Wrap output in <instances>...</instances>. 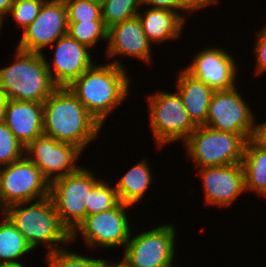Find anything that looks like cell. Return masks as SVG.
Wrapping results in <instances>:
<instances>
[{
    "instance_id": "6da1fadb",
    "label": "cell",
    "mask_w": 266,
    "mask_h": 267,
    "mask_svg": "<svg viewBox=\"0 0 266 267\" xmlns=\"http://www.w3.org/2000/svg\"><path fill=\"white\" fill-rule=\"evenodd\" d=\"M102 126L67 87H57L43 102V134L82 152Z\"/></svg>"
},
{
    "instance_id": "7a4b0ae2",
    "label": "cell",
    "mask_w": 266,
    "mask_h": 267,
    "mask_svg": "<svg viewBox=\"0 0 266 267\" xmlns=\"http://www.w3.org/2000/svg\"><path fill=\"white\" fill-rule=\"evenodd\" d=\"M122 62L112 61L87 69L68 88L102 126L109 114L125 99L131 79Z\"/></svg>"
},
{
    "instance_id": "3957f363",
    "label": "cell",
    "mask_w": 266,
    "mask_h": 267,
    "mask_svg": "<svg viewBox=\"0 0 266 267\" xmlns=\"http://www.w3.org/2000/svg\"><path fill=\"white\" fill-rule=\"evenodd\" d=\"M26 204L29 202L12 204L1 212L22 233L32 249L43 243L48 250L46 254H49L72 242L71 233L61 223L50 196L32 201L29 206Z\"/></svg>"
},
{
    "instance_id": "277c9868",
    "label": "cell",
    "mask_w": 266,
    "mask_h": 267,
    "mask_svg": "<svg viewBox=\"0 0 266 267\" xmlns=\"http://www.w3.org/2000/svg\"><path fill=\"white\" fill-rule=\"evenodd\" d=\"M15 52V61L0 68V94L5 99L43 103L58 87L43 54L18 48Z\"/></svg>"
},
{
    "instance_id": "5b68a950",
    "label": "cell",
    "mask_w": 266,
    "mask_h": 267,
    "mask_svg": "<svg viewBox=\"0 0 266 267\" xmlns=\"http://www.w3.org/2000/svg\"><path fill=\"white\" fill-rule=\"evenodd\" d=\"M246 140L240 134L197 126L184 142L197 169L241 163Z\"/></svg>"
},
{
    "instance_id": "8992f818",
    "label": "cell",
    "mask_w": 266,
    "mask_h": 267,
    "mask_svg": "<svg viewBox=\"0 0 266 267\" xmlns=\"http://www.w3.org/2000/svg\"><path fill=\"white\" fill-rule=\"evenodd\" d=\"M149 123L159 148L183 139L197 128L187 113L179 93L156 92L147 97Z\"/></svg>"
},
{
    "instance_id": "52a82bcc",
    "label": "cell",
    "mask_w": 266,
    "mask_h": 267,
    "mask_svg": "<svg viewBox=\"0 0 266 267\" xmlns=\"http://www.w3.org/2000/svg\"><path fill=\"white\" fill-rule=\"evenodd\" d=\"M92 171H77L50 183V197L61 223L72 233L86 217L89 193L100 181Z\"/></svg>"
},
{
    "instance_id": "ba28073f",
    "label": "cell",
    "mask_w": 266,
    "mask_h": 267,
    "mask_svg": "<svg viewBox=\"0 0 266 267\" xmlns=\"http://www.w3.org/2000/svg\"><path fill=\"white\" fill-rule=\"evenodd\" d=\"M49 195L50 182L26 155L1 169V211L12 204L31 203Z\"/></svg>"
},
{
    "instance_id": "9c48e42d",
    "label": "cell",
    "mask_w": 266,
    "mask_h": 267,
    "mask_svg": "<svg viewBox=\"0 0 266 267\" xmlns=\"http://www.w3.org/2000/svg\"><path fill=\"white\" fill-rule=\"evenodd\" d=\"M176 234L174 225L163 224L132 238L130 235L122 260L129 267H168L176 252Z\"/></svg>"
},
{
    "instance_id": "30bf717a",
    "label": "cell",
    "mask_w": 266,
    "mask_h": 267,
    "mask_svg": "<svg viewBox=\"0 0 266 267\" xmlns=\"http://www.w3.org/2000/svg\"><path fill=\"white\" fill-rule=\"evenodd\" d=\"M128 207L132 206L120 202L110 210L86 216L71 233V241H76L81 234L88 248H125L132 234L126 213Z\"/></svg>"
},
{
    "instance_id": "8fae6325",
    "label": "cell",
    "mask_w": 266,
    "mask_h": 267,
    "mask_svg": "<svg viewBox=\"0 0 266 267\" xmlns=\"http://www.w3.org/2000/svg\"><path fill=\"white\" fill-rule=\"evenodd\" d=\"M236 88L214 91L205 126L240 134L247 141L251 139L254 130L255 115Z\"/></svg>"
},
{
    "instance_id": "7c38bea8",
    "label": "cell",
    "mask_w": 266,
    "mask_h": 267,
    "mask_svg": "<svg viewBox=\"0 0 266 267\" xmlns=\"http://www.w3.org/2000/svg\"><path fill=\"white\" fill-rule=\"evenodd\" d=\"M25 154L51 183L80 168L76 160L82 151L72 144L58 142L43 134L25 147Z\"/></svg>"
},
{
    "instance_id": "4fadbf2b",
    "label": "cell",
    "mask_w": 266,
    "mask_h": 267,
    "mask_svg": "<svg viewBox=\"0 0 266 267\" xmlns=\"http://www.w3.org/2000/svg\"><path fill=\"white\" fill-rule=\"evenodd\" d=\"M68 33L67 10L64 0H46L38 16L24 30L17 48L43 53L44 47L52 45Z\"/></svg>"
},
{
    "instance_id": "5bb4252c",
    "label": "cell",
    "mask_w": 266,
    "mask_h": 267,
    "mask_svg": "<svg viewBox=\"0 0 266 267\" xmlns=\"http://www.w3.org/2000/svg\"><path fill=\"white\" fill-rule=\"evenodd\" d=\"M54 50L53 62H47V69L53 82L58 87H67L95 63L92 62L90 48L79 43L68 33L57 39L52 45ZM52 65V66H51Z\"/></svg>"
},
{
    "instance_id": "9a60e30c",
    "label": "cell",
    "mask_w": 266,
    "mask_h": 267,
    "mask_svg": "<svg viewBox=\"0 0 266 267\" xmlns=\"http://www.w3.org/2000/svg\"><path fill=\"white\" fill-rule=\"evenodd\" d=\"M237 67L235 59L227 51L209 47L198 52L184 70L214 91H220L235 87Z\"/></svg>"
},
{
    "instance_id": "2e32d148",
    "label": "cell",
    "mask_w": 266,
    "mask_h": 267,
    "mask_svg": "<svg viewBox=\"0 0 266 267\" xmlns=\"http://www.w3.org/2000/svg\"><path fill=\"white\" fill-rule=\"evenodd\" d=\"M199 170L206 204L230 207L245 192L241 163L202 167Z\"/></svg>"
},
{
    "instance_id": "e0dca14e",
    "label": "cell",
    "mask_w": 266,
    "mask_h": 267,
    "mask_svg": "<svg viewBox=\"0 0 266 267\" xmlns=\"http://www.w3.org/2000/svg\"><path fill=\"white\" fill-rule=\"evenodd\" d=\"M151 43L148 41L138 16L116 23L108 28L107 51L109 59L131 56L141 61H151Z\"/></svg>"
},
{
    "instance_id": "ac0fdd59",
    "label": "cell",
    "mask_w": 266,
    "mask_h": 267,
    "mask_svg": "<svg viewBox=\"0 0 266 267\" xmlns=\"http://www.w3.org/2000/svg\"><path fill=\"white\" fill-rule=\"evenodd\" d=\"M3 122L26 147L43 135V103L6 99Z\"/></svg>"
},
{
    "instance_id": "d6986e66",
    "label": "cell",
    "mask_w": 266,
    "mask_h": 267,
    "mask_svg": "<svg viewBox=\"0 0 266 267\" xmlns=\"http://www.w3.org/2000/svg\"><path fill=\"white\" fill-rule=\"evenodd\" d=\"M177 78L176 91L181 96L189 117L197 126L205 125L214 90L184 69H181Z\"/></svg>"
},
{
    "instance_id": "ffe728a7",
    "label": "cell",
    "mask_w": 266,
    "mask_h": 267,
    "mask_svg": "<svg viewBox=\"0 0 266 267\" xmlns=\"http://www.w3.org/2000/svg\"><path fill=\"white\" fill-rule=\"evenodd\" d=\"M167 9L149 8L139 12L144 33L150 43H161L173 38H179L185 26L186 15Z\"/></svg>"
},
{
    "instance_id": "44dd1931",
    "label": "cell",
    "mask_w": 266,
    "mask_h": 267,
    "mask_svg": "<svg viewBox=\"0 0 266 267\" xmlns=\"http://www.w3.org/2000/svg\"><path fill=\"white\" fill-rule=\"evenodd\" d=\"M150 170L147 160L143 159L119 178L114 187L120 202L133 206L143 198L149 185L152 184L153 177Z\"/></svg>"
},
{
    "instance_id": "7402d4cb",
    "label": "cell",
    "mask_w": 266,
    "mask_h": 267,
    "mask_svg": "<svg viewBox=\"0 0 266 267\" xmlns=\"http://www.w3.org/2000/svg\"><path fill=\"white\" fill-rule=\"evenodd\" d=\"M241 164L245 190L256 191V194L266 197V149L257 146L251 139L247 140Z\"/></svg>"
},
{
    "instance_id": "603a6c76",
    "label": "cell",
    "mask_w": 266,
    "mask_h": 267,
    "mask_svg": "<svg viewBox=\"0 0 266 267\" xmlns=\"http://www.w3.org/2000/svg\"><path fill=\"white\" fill-rule=\"evenodd\" d=\"M0 215V264L23 265L18 259L33 249L10 219Z\"/></svg>"
},
{
    "instance_id": "cb8c5ba5",
    "label": "cell",
    "mask_w": 266,
    "mask_h": 267,
    "mask_svg": "<svg viewBox=\"0 0 266 267\" xmlns=\"http://www.w3.org/2000/svg\"><path fill=\"white\" fill-rule=\"evenodd\" d=\"M107 32L103 20L68 22V34L90 49L100 40L107 42Z\"/></svg>"
},
{
    "instance_id": "d4e9b609",
    "label": "cell",
    "mask_w": 266,
    "mask_h": 267,
    "mask_svg": "<svg viewBox=\"0 0 266 267\" xmlns=\"http://www.w3.org/2000/svg\"><path fill=\"white\" fill-rule=\"evenodd\" d=\"M141 0H105L101 5V18L107 28L138 15Z\"/></svg>"
},
{
    "instance_id": "484cf974",
    "label": "cell",
    "mask_w": 266,
    "mask_h": 267,
    "mask_svg": "<svg viewBox=\"0 0 266 267\" xmlns=\"http://www.w3.org/2000/svg\"><path fill=\"white\" fill-rule=\"evenodd\" d=\"M120 203L117 191L108 182L100 180L89 193L86 216L110 210Z\"/></svg>"
},
{
    "instance_id": "4316f807",
    "label": "cell",
    "mask_w": 266,
    "mask_h": 267,
    "mask_svg": "<svg viewBox=\"0 0 266 267\" xmlns=\"http://www.w3.org/2000/svg\"><path fill=\"white\" fill-rule=\"evenodd\" d=\"M47 267H102L104 259L91 258L63 248L45 256Z\"/></svg>"
},
{
    "instance_id": "83f0119b",
    "label": "cell",
    "mask_w": 266,
    "mask_h": 267,
    "mask_svg": "<svg viewBox=\"0 0 266 267\" xmlns=\"http://www.w3.org/2000/svg\"><path fill=\"white\" fill-rule=\"evenodd\" d=\"M25 147L15 138L8 126L0 123V167L19 160L25 155Z\"/></svg>"
},
{
    "instance_id": "f1b7e54d",
    "label": "cell",
    "mask_w": 266,
    "mask_h": 267,
    "mask_svg": "<svg viewBox=\"0 0 266 267\" xmlns=\"http://www.w3.org/2000/svg\"><path fill=\"white\" fill-rule=\"evenodd\" d=\"M68 22L102 20L101 6L87 0H64Z\"/></svg>"
},
{
    "instance_id": "f546056e",
    "label": "cell",
    "mask_w": 266,
    "mask_h": 267,
    "mask_svg": "<svg viewBox=\"0 0 266 267\" xmlns=\"http://www.w3.org/2000/svg\"><path fill=\"white\" fill-rule=\"evenodd\" d=\"M46 0H14L8 14L11 15L19 28L23 30L33 22Z\"/></svg>"
},
{
    "instance_id": "4dcf8cb0",
    "label": "cell",
    "mask_w": 266,
    "mask_h": 267,
    "mask_svg": "<svg viewBox=\"0 0 266 267\" xmlns=\"http://www.w3.org/2000/svg\"><path fill=\"white\" fill-rule=\"evenodd\" d=\"M257 33L256 44L254 47V55L256 56L255 74H260L266 71V26Z\"/></svg>"
},
{
    "instance_id": "1f68e13d",
    "label": "cell",
    "mask_w": 266,
    "mask_h": 267,
    "mask_svg": "<svg viewBox=\"0 0 266 267\" xmlns=\"http://www.w3.org/2000/svg\"><path fill=\"white\" fill-rule=\"evenodd\" d=\"M216 3H219L218 0H177V4L181 8L180 11L183 10L182 12H187L189 14Z\"/></svg>"
},
{
    "instance_id": "d6a6232c",
    "label": "cell",
    "mask_w": 266,
    "mask_h": 267,
    "mask_svg": "<svg viewBox=\"0 0 266 267\" xmlns=\"http://www.w3.org/2000/svg\"><path fill=\"white\" fill-rule=\"evenodd\" d=\"M152 5L151 8L167 9L179 12L181 8L177 4V0H141V5Z\"/></svg>"
},
{
    "instance_id": "836d02e7",
    "label": "cell",
    "mask_w": 266,
    "mask_h": 267,
    "mask_svg": "<svg viewBox=\"0 0 266 267\" xmlns=\"http://www.w3.org/2000/svg\"><path fill=\"white\" fill-rule=\"evenodd\" d=\"M251 140L259 147L266 149V121L264 123H254V130Z\"/></svg>"
},
{
    "instance_id": "e575fe53",
    "label": "cell",
    "mask_w": 266,
    "mask_h": 267,
    "mask_svg": "<svg viewBox=\"0 0 266 267\" xmlns=\"http://www.w3.org/2000/svg\"><path fill=\"white\" fill-rule=\"evenodd\" d=\"M13 3L14 0H0V18H7Z\"/></svg>"
},
{
    "instance_id": "d590c367",
    "label": "cell",
    "mask_w": 266,
    "mask_h": 267,
    "mask_svg": "<svg viewBox=\"0 0 266 267\" xmlns=\"http://www.w3.org/2000/svg\"><path fill=\"white\" fill-rule=\"evenodd\" d=\"M102 267H129L123 260L120 262H110L104 259Z\"/></svg>"
},
{
    "instance_id": "8d00e7d4",
    "label": "cell",
    "mask_w": 266,
    "mask_h": 267,
    "mask_svg": "<svg viewBox=\"0 0 266 267\" xmlns=\"http://www.w3.org/2000/svg\"><path fill=\"white\" fill-rule=\"evenodd\" d=\"M5 98L0 94V123L3 122Z\"/></svg>"
},
{
    "instance_id": "74e56055",
    "label": "cell",
    "mask_w": 266,
    "mask_h": 267,
    "mask_svg": "<svg viewBox=\"0 0 266 267\" xmlns=\"http://www.w3.org/2000/svg\"><path fill=\"white\" fill-rule=\"evenodd\" d=\"M0 267H25L24 265L0 264Z\"/></svg>"
},
{
    "instance_id": "f35d334b",
    "label": "cell",
    "mask_w": 266,
    "mask_h": 267,
    "mask_svg": "<svg viewBox=\"0 0 266 267\" xmlns=\"http://www.w3.org/2000/svg\"><path fill=\"white\" fill-rule=\"evenodd\" d=\"M87 1L95 3V4H98V5L101 6L104 3L105 0H87Z\"/></svg>"
},
{
    "instance_id": "ab89813d",
    "label": "cell",
    "mask_w": 266,
    "mask_h": 267,
    "mask_svg": "<svg viewBox=\"0 0 266 267\" xmlns=\"http://www.w3.org/2000/svg\"><path fill=\"white\" fill-rule=\"evenodd\" d=\"M3 21H5V19H2V18H0V31H1V29H2V25H3Z\"/></svg>"
}]
</instances>
